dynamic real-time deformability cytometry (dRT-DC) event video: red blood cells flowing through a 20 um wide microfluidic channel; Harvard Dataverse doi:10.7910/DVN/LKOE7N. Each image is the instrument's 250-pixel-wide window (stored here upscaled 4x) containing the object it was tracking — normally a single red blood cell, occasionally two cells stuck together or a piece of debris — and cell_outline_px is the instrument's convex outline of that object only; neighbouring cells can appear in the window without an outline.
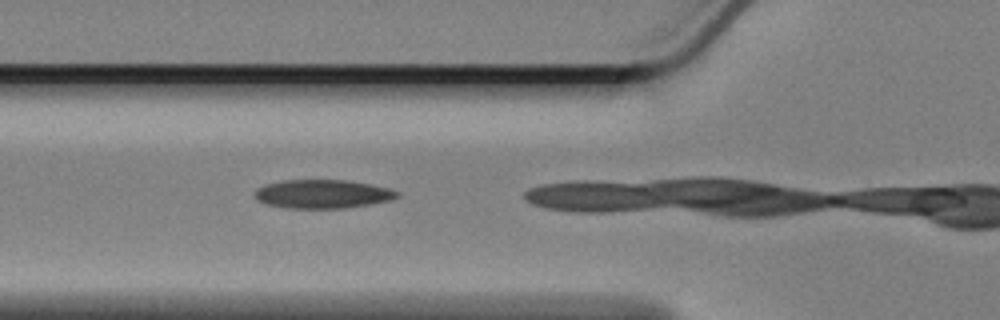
{"species": "Egyptian fruit bat (a non-hibernating species)", "species_latin": "Rousettus aegyptiacus", "temperature_condition": "cold", "stored_images_in_passage": 11, "camera_frame_rate_fps": 3000, "um_per_image_px": 0.085, "animal": {"sex": "female"}, "frame": {"image": 1, "passage_image": 10, "time_ms": 3.0, "image_size_px": [1000, 320], "cell_outline_px": [[400, 196], [392, 200], [372, 204], [344, 208], [284, 208], [264, 204], [256, 200], [252, 196], [252, 192], [256, 188], [264, 184], [284, 180], [348, 180], [372, 184], [388, 188], [400, 192]], "centroid_in_image_um": [27.38, 16.49], "position_along_channel_um": 98.4, "area_um2": 24.33}}